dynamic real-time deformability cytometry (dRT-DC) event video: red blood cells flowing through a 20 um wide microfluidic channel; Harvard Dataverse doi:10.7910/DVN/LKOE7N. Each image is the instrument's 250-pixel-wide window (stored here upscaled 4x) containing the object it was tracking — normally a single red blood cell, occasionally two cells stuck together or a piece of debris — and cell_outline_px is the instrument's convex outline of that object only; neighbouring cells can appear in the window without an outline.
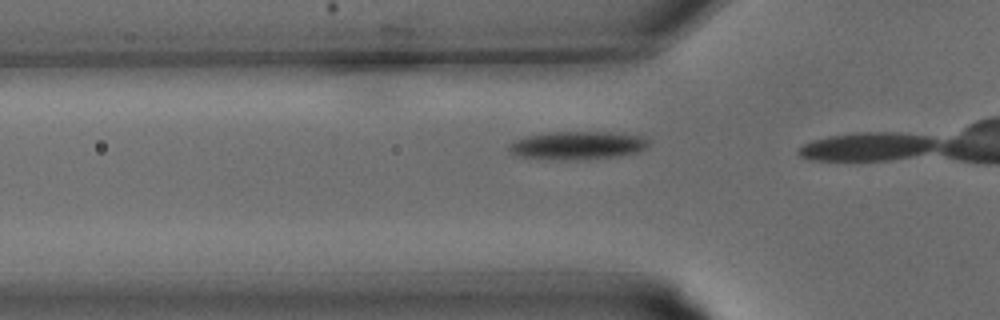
{"species": "common noctule bat (a hibernating species)", "species_latin": "Nyctalus noctula", "temperature_condition": "warm", "stored_images_in_passage": 8, "camera_frame_rate_fps": 3000, "um_per_image_px": 0.085, "animal": {"sex": "male", "body_mass_g": 15.6}, "frame": {"image": 1, "passage_image": 7, "time_ms": 2.0, "image_size_px": [1000, 320], "cell_outline_px": [[652, 140], [640, 152], [620, 156], [588, 160], [552, 160], [516, 156], [508, 152], [508, 144], [524, 136], [548, 132], [608, 132], [640, 136]], "centroid_in_image_um": [49.05, 12.38], "position_along_channel_um": 76.7, "area_um2": 23.47}}